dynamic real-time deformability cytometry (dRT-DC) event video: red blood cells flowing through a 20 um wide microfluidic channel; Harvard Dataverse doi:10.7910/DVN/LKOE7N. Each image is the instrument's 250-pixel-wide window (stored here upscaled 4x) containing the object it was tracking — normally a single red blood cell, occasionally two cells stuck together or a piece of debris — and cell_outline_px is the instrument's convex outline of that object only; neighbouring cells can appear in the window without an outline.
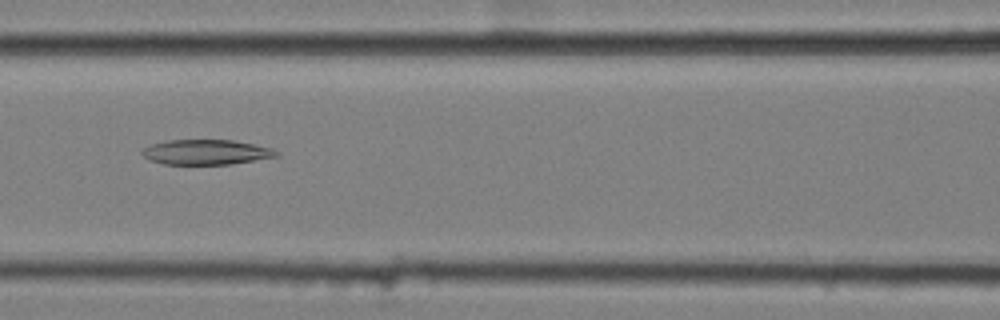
{"species": "common noctule bat (a hibernating species)", "species_latin": "Nyctalus noctula", "temperature_condition": "cold", "stored_images_in_passage": 36, "camera_frame_rate_fps": 3000, "um_per_image_px": 0.085, "animal": {"sex": "female", "body_mass_g": 25.1}, "frame": {"image": 1, "passage_image": 7, "time_ms": 2.0, "image_size_px": [1000, 320], "cell_outline_px": [[280, 156], [232, 164], [164, 164], [148, 160], [140, 152], [144, 148], [152, 144], [168, 140], [232, 140], [272, 148], [280, 152]], "centroid_in_image_um": [17.54, 12.93], "position_along_channel_um": 149.1, "area_um2": 19.59}}
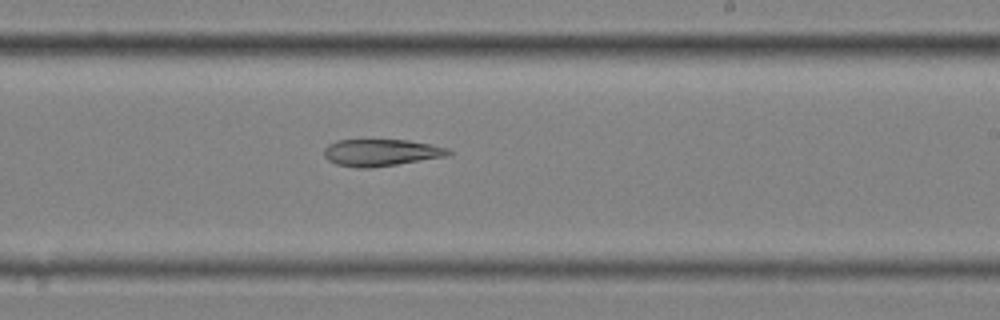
{"frame": {"image": 2, "passage_image": 16, "time_ms": 5.0, "image_size_px": [1000, 320], "cell_outline_px": [[452, 152], [448, 156], [372, 168], [356, 168], [336, 164], [328, 160], [324, 156], [324, 148], [328, 144], [336, 140], [408, 140], [448, 148]], "centroid_in_image_um": [32.36, 12.97], "position_along_channel_um": 256.6, "area_um2": 19.54}}
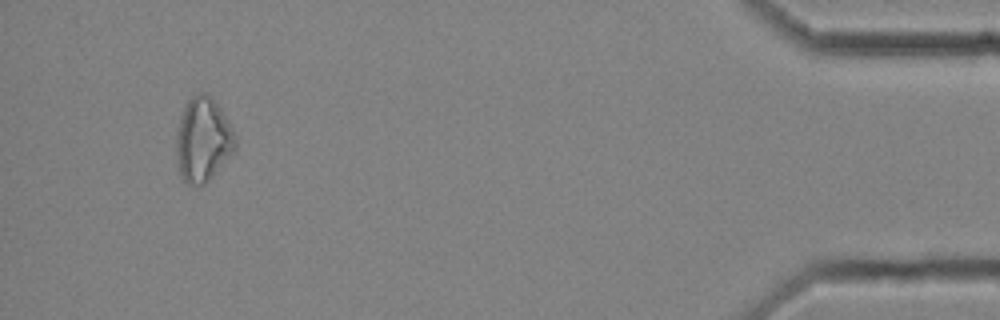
{"frame": {"image": 3, "passage_image": 35, "time_ms": 11.333, "image_size_px": [1000, 320], "cell_outline_px": [[236, 148], [212, 176], [204, 184], [196, 188], [188, 184], [180, 176], [176, 156], [176, 132], [180, 116], [188, 100], [196, 92], [208, 92], [212, 96], [228, 120], [236, 136]], "centroid_in_image_um": [17.23, 11.86], "position_along_channel_um": 418.0, "area_um2": 29.25}}